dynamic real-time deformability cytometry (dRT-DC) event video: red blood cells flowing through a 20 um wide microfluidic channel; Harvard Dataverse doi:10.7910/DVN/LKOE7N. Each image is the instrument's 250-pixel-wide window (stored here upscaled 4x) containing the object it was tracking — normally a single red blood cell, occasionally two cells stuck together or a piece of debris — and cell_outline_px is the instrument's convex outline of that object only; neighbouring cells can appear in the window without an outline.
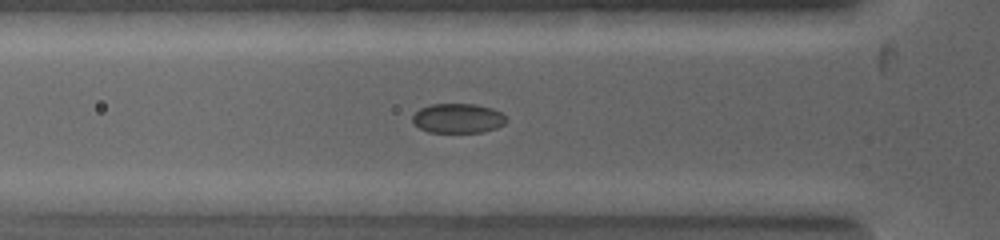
{"species": "common noctule bat (a hibernating species)", "species_latin": "Nyctalus noctula", "temperature_condition": "warm", "stored_images_in_passage": 5, "camera_frame_rate_fps": 5000, "um_per_image_px": 0.085, "animal": {"sex": "female", "body_mass_g": 19.0, "forearm_length_mm": 53.3}, "frame": {"image": 1, "passage_image": 2, "time_ms": 0.4, "image_size_px": [1000, 240], "cell_outline_px": [[508, 120], [504, 124], [496, 128], [484, 132], [428, 132], [420, 128], [412, 120], [412, 116], [420, 108], [432, 104], [476, 104], [492, 108], [500, 112]], "centroid_in_image_um": [38.94, 10.05], "position_along_channel_um": 86.9, "area_um2": 16.13}}